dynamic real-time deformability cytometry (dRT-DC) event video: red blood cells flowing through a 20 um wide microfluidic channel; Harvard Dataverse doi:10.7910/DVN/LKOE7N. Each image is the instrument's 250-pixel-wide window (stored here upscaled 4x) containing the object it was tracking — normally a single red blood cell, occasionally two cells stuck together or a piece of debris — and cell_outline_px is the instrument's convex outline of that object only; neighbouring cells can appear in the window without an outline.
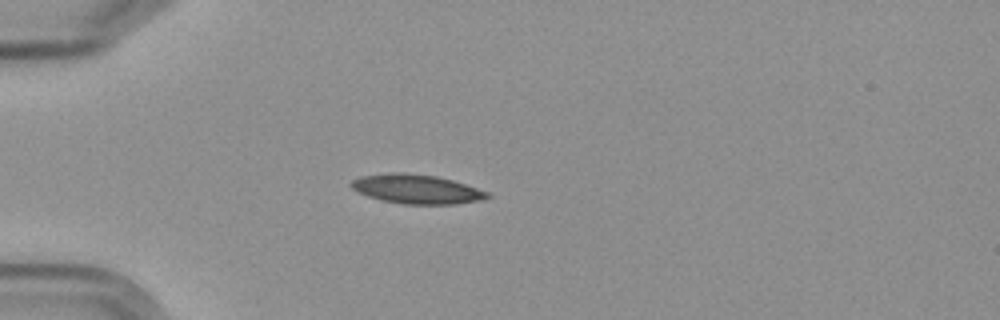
{"species": "Egyptian fruit bat (a non-hibernating species)", "species_latin": "Rousettus aegyptiacus", "temperature_condition": "cold", "stored_images_in_passage": 5, "camera_frame_rate_fps": 3000, "um_per_image_px": 0.085, "frame": {"image": 1, "passage_image": 1, "time_ms": 0.0, "image_size_px": [1000, 320], "cell_outline_px": [[492, 196], [484, 200], [456, 204], [404, 204], [384, 200], [368, 196], [356, 192], [348, 184], [352, 180], [360, 176], [388, 172], [400, 172], [436, 176], [452, 180], [492, 192]], "centroid_in_image_um": [35.44, 16.07], "position_along_channel_um": 49.6, "area_um2": 23.47}}
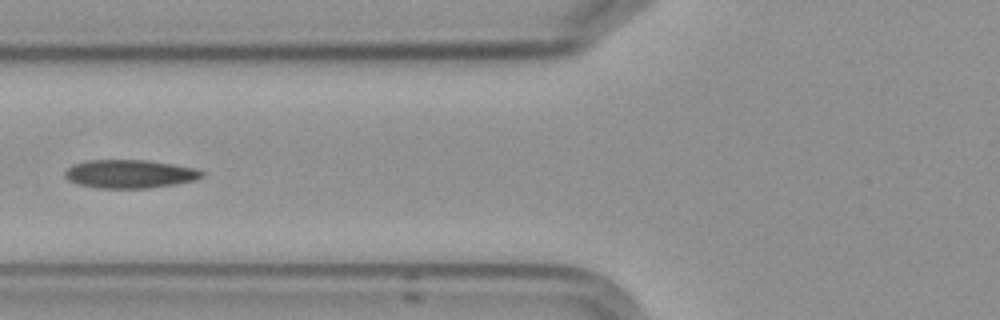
{"frame": {"image": 2, "passage_image": 3, "time_ms": 2.333, "image_size_px": [1000, 320], "cell_outline_px": [[204, 176], [196, 180], [176, 184], [148, 188], [96, 188], [76, 184], [68, 180], [64, 176], [64, 172], [72, 164], [88, 160], [148, 160], [196, 168], [204, 172]], "centroid_in_image_um": [11.02, 14.78], "position_along_channel_um": 114.8, "area_um2": 22.89}}
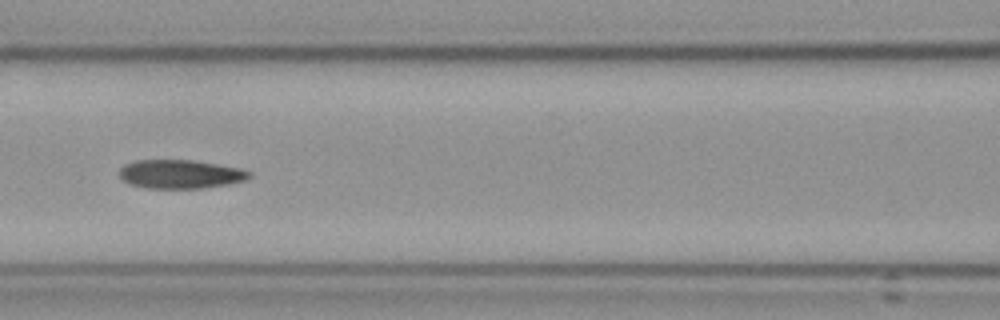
{"frame": {"image": 3, "passage_image": 4, "time_ms": 3.333, "image_size_px": [1000, 320], "cell_outline_px": [[252, 176], [244, 180], [228, 184], [204, 188], [144, 188], [128, 184], [120, 180], [116, 172], [124, 164], [136, 160], [188, 160], [216, 164], [240, 168], [252, 172]], "centroid_in_image_um": [15.25, 14.81], "position_along_channel_um": 151.4, "area_um2": 22.02}}